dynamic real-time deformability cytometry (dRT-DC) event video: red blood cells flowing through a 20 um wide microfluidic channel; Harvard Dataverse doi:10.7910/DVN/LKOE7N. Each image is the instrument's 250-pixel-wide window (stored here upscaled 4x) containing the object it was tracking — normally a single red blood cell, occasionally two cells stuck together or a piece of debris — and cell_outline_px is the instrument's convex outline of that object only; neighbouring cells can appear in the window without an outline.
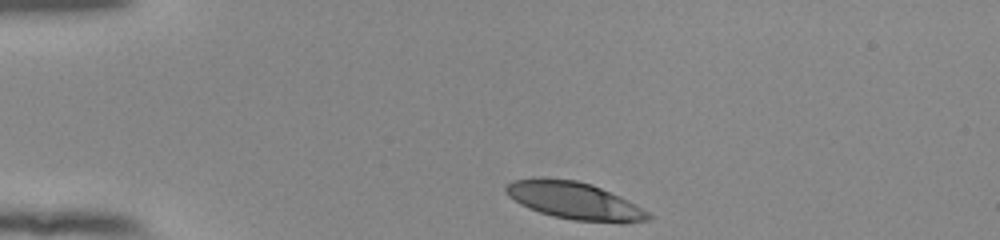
{"species": "human", "species_latin": "Homo sapiens", "temperature_condition": "room temperature", "stored_images_in_passage": 35, "camera_frame_rate_fps": 3000, "um_per_image_px": 0.085, "donor": {"sex": "female"}, "frame": {"image": 1, "passage_image": 1, "time_ms": 0.0, "image_size_px": [1000, 240], "cell_outline_px": [[652, 220], [620, 224], [576, 220], [552, 216], [528, 208], [520, 204], [508, 196], [504, 192], [504, 188], [512, 180], [576, 180], [592, 184], [620, 196], [628, 200], [648, 212], [652, 216]], "centroid_in_image_um": [48.9, 17.11], "position_along_channel_um": 36.1, "area_um2": 30.58}}
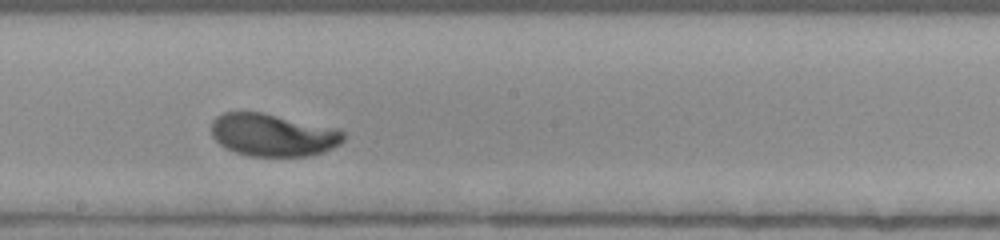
{"frame": {"image": 2, "passage_image": 20, "time_ms": 6.333, "image_size_px": [1000, 240], "cell_outline_px": [[344, 140], [340, 144], [324, 152], [308, 156], [252, 156], [236, 152], [220, 144], [212, 136], [212, 120], [216, 116], [224, 112], [260, 112], [340, 128], [344, 132]], "centroid_in_image_um": [23.24, 11.46], "position_along_channel_um": 225.0, "area_um2": 32.89}}
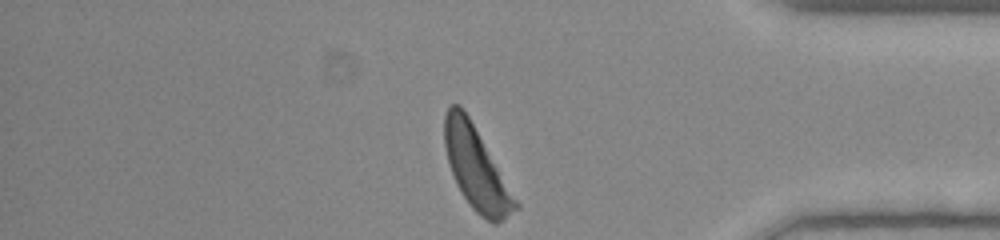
{"frame": {"image": 3, "passage_image": 35, "time_ms": 11.333, "image_size_px": [1000, 240], "cell_outline_px": [[520, 208], [504, 220], [496, 224], [492, 224], [480, 216], [472, 208], [456, 184], [448, 160], [444, 144], [444, 116], [448, 104], [460, 104], [468, 116], [520, 204]], "centroid_in_image_um": [40.49, 14.34], "position_along_channel_um": 394.7, "area_um2": 33.7}, "authors_computed_cell_mechanics": {"area_um2": 32.4258, "velocity_mm_per_s": 3.816, "shape_relaxation_time_tau1_ms": 2.7065, "shape_relaxation_time_tau2_ms": null, "deformation_change_tau1": 0.1493, "deformation_change_tau2": null}}